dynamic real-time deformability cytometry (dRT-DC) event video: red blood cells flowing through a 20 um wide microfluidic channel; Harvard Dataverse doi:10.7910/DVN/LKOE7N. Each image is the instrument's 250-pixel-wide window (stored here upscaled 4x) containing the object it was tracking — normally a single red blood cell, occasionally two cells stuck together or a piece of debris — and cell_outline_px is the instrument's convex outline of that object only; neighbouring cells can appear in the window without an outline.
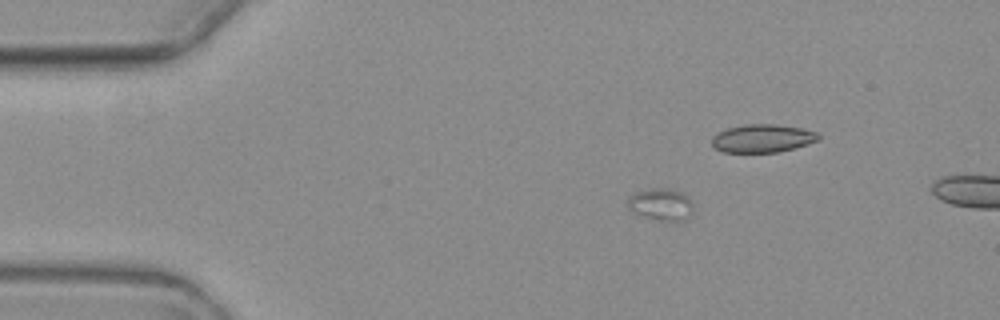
{"species": "common noctule bat (a hibernating species)", "species_latin": "Nyctalus noctula", "temperature_condition": "warm", "stored_images_in_passage": 6, "camera_frame_rate_fps": 3000, "um_per_image_px": 0.085, "animal": {"sex": "female", "body_mass_g": 19.3, "forearm_length_mm": 54.1}, "frame": {"image": 1, "passage_image": 3, "time_ms": 3.333, "image_size_px": [1000, 320], "cell_outline_px": [[692, 208], [684, 220], [664, 220], [648, 216], [636, 212], [628, 208], [628, 196], [636, 192], [652, 188], [668, 188], [680, 192], [688, 196], [692, 200]], "centroid_in_image_um": [56.18, 17.32], "position_along_channel_um": 28.8, "area_um2": 11.73}}